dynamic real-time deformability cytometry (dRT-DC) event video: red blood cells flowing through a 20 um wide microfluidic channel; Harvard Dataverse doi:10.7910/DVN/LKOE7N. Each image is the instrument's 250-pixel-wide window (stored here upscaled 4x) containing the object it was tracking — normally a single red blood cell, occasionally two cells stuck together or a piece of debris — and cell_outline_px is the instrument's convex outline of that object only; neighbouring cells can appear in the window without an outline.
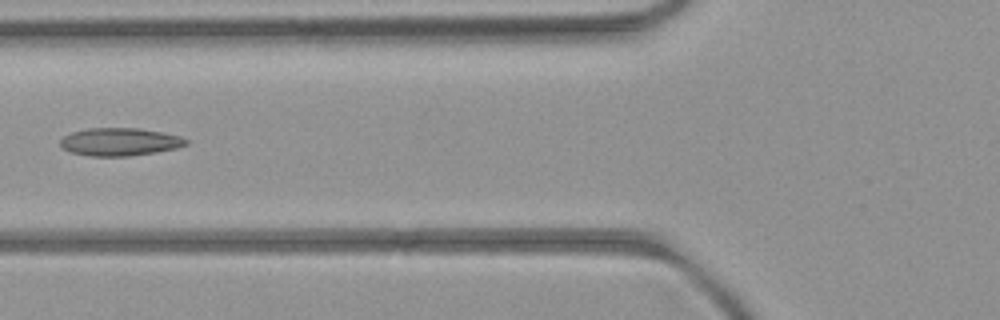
{"species": "common noctule bat (a hibernating species)", "species_latin": "Nyctalus noctula", "temperature_condition": "room temperature", "stored_images_in_passage": 6, "camera_frame_rate_fps": 3000, "um_per_image_px": 0.085, "animal": {"sex": "female", "body_mass_g": 21.9}, "frame": {"image": 1, "passage_image": 6, "time_ms": 6.333, "image_size_px": [1000, 320], "cell_outline_px": [[188, 144], [176, 148], [156, 152], [128, 156], [88, 156], [72, 152], [64, 148], [60, 144], [60, 140], [64, 136], [72, 132], [88, 128], [140, 128], [180, 136], [188, 140]], "centroid_in_image_um": [10.19, 12.05], "position_along_channel_um": 115.6, "area_um2": 20.29}}